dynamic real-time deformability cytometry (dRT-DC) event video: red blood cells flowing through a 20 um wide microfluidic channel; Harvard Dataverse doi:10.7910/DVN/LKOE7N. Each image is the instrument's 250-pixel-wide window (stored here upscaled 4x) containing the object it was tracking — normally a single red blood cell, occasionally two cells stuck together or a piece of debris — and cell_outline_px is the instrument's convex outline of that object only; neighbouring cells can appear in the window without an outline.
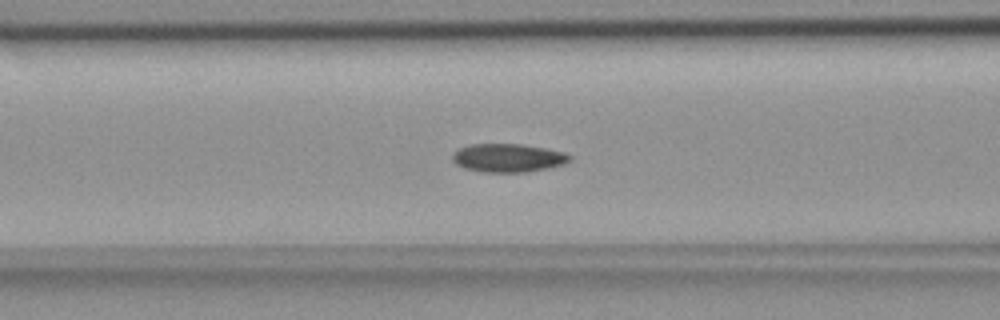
{"species": "common noctule bat (a hibernating species)", "species_latin": "Nyctalus noctula", "temperature_condition": "room temperature", "stored_images_in_passage": 43, "camera_frame_rate_fps": 3000, "um_per_image_px": 0.085, "animal": {"sex": "female", "body_mass_g": 18.4}, "frame": {"image": 1, "passage_image": 10, "time_ms": 3.0, "image_size_px": [1000, 320], "cell_outline_px": [[572, 160], [564, 164], [528, 172], [484, 172], [464, 168], [456, 164], [452, 160], [452, 152], [468, 144], [520, 144], [544, 148], [564, 152], [572, 156]], "centroid_in_image_um": [43.17, 13.42], "position_along_channel_um": 123.4, "area_um2": 19.48}}
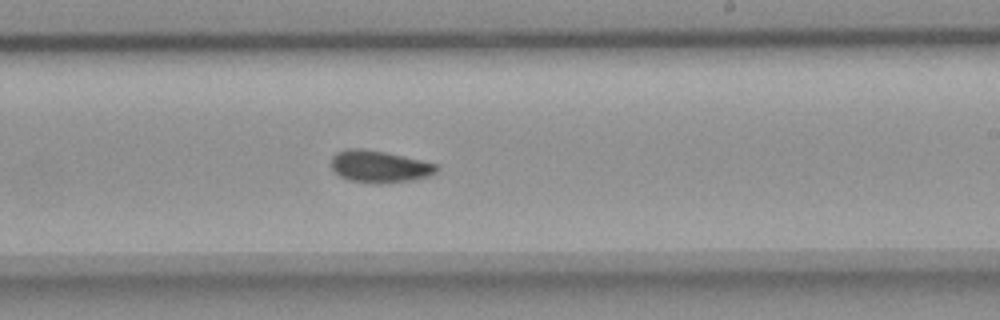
{"frame": {"image": 2, "passage_image": 21, "time_ms": 6.667, "image_size_px": [1000, 320], "cell_outline_px": [[440, 168], [436, 172], [428, 176], [416, 180], [380, 184], [372, 184], [348, 180], [340, 176], [332, 168], [332, 156], [336, 152], [344, 148], [364, 148], [384, 152], [420, 160], [436, 164]], "centroid_in_image_um": [32.24, 14.16], "position_along_channel_um": 256.8, "area_um2": 19.88}}
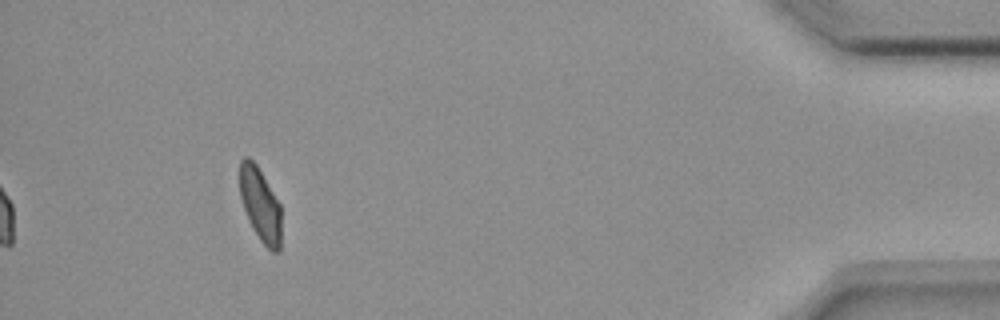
{"frame": {"image": 3, "passage_image": 39, "time_ms": 12.667, "image_size_px": [1000, 320], "cell_outline_px": [[280, 252], [272, 252], [260, 240], [252, 228], [248, 220], [240, 196], [240, 160], [244, 156], [248, 156], [256, 164], [280, 204]], "centroid_in_image_um": [22.11, 17.39], "position_along_channel_um": 413.1, "area_um2": 17.69}, "authors_computed_cell_mechanics": {"area_um2": 19.3052, "velocity_mm_per_s": 3.6462, "shape_relaxation_time_tau1_ms": 5.931, "shape_relaxation_time_tau2_ms": 3.1198, "deformation_change_tau1": 0.128, "deformation_change_tau2": 0.0629}}